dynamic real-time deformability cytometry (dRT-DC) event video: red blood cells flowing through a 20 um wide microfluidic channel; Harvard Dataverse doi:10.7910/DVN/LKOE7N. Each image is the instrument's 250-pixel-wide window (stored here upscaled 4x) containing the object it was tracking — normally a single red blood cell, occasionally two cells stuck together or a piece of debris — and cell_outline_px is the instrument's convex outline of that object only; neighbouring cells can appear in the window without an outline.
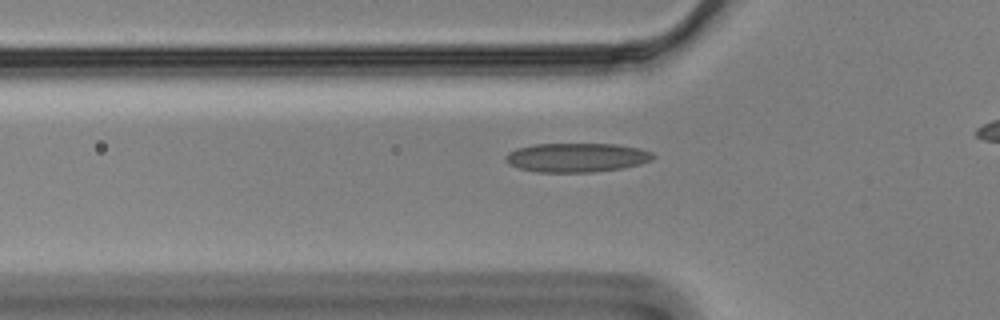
{"species": "Egyptian fruit bat (a non-hibernating species)", "species_latin": "Rousettus aegyptiacus", "temperature_condition": "cold", "stored_images_in_passage": 44, "camera_frame_rate_fps": 3000, "um_per_image_px": 0.085, "animal": {"sex": "male"}, "frame": {"image": 1, "passage_image": 13, "time_ms": 4.0, "image_size_px": [1000, 320], "cell_outline_px": [[656, 156], [652, 160], [640, 164], [624, 168], [592, 172], [536, 172], [520, 168], [508, 164], [504, 160], [504, 156], [508, 152], [516, 148], [532, 144], [616, 144], [640, 148], [652, 152]], "centroid_in_image_um": [49.01, 13.39], "position_along_channel_um": 76.8, "area_um2": 25.26}}
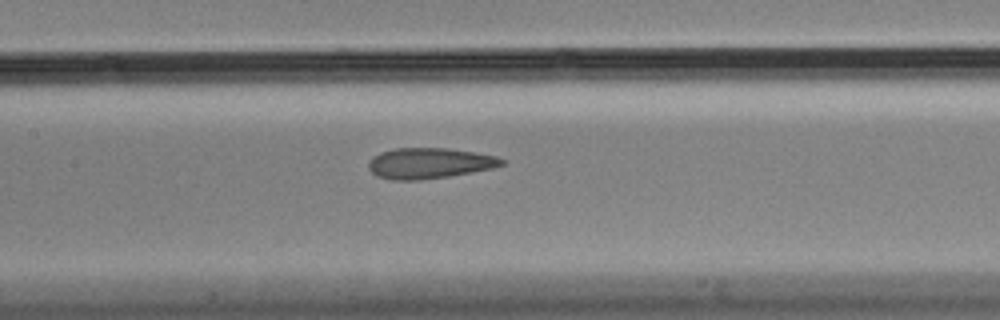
{"frame": {"image": 2, "passage_image": 21, "time_ms": 6.667, "image_size_px": [1000, 320], "cell_outline_px": [[504, 164], [492, 168], [472, 172], [448, 176], [420, 180], [392, 180], [376, 176], [368, 168], [368, 164], [372, 156], [380, 152], [396, 148], [448, 148], [476, 152], [496, 156], [504, 160]], "centroid_in_image_um": [36.47, 13.87], "position_along_channel_um": 170.9, "area_um2": 23.87}}
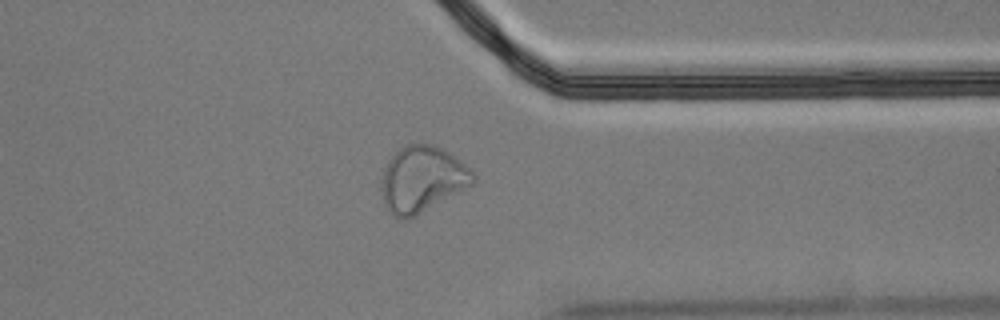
{"frame": {"image": 3, "passage_image": 39, "time_ms": 12.667, "image_size_px": [1000, 320], "cell_outline_px": [[476, 180], [472, 184], [416, 216], [404, 220], [396, 220], [392, 216], [384, 204], [380, 188], [380, 180], [384, 168], [388, 160], [404, 144], [436, 144], [472, 168], [476, 176]], "centroid_in_image_um": [35.85, 15.24], "position_along_channel_um": 375.5, "area_um2": 35.72}, "authors_computed_cell_mechanics": {"area_um2": 25.0852, "velocity_mm_per_s": 3.4818, "shape_relaxation_time_tau1_ms": null, "shape_relaxation_time_tau2_ms": 2.0949, "deformation_change_tau1": null, "deformation_change_tau2": 0.0826}}